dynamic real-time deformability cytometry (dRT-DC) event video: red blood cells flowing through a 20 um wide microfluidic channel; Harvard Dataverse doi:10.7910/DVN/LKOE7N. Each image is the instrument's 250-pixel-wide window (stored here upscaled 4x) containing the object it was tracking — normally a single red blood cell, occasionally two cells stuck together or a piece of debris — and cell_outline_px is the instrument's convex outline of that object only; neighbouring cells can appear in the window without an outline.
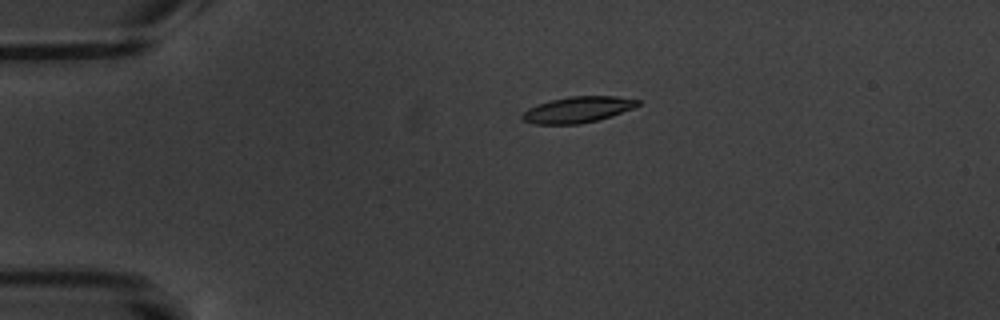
{"species": "common noctule bat (a hibernating species)", "species_latin": "Nyctalus noctula", "temperature_condition": "warm", "stored_images_in_passage": 13, "camera_frame_rate_fps": 3000, "um_per_image_px": 0.085, "animal": {"sex": "male", "body_mass_g": 20.1, "forearm_length_mm": 53.5}, "frame": {"image": 1, "passage_image": 1, "time_ms": 0.0, "image_size_px": [1000, 320], "cell_outline_px": [[640, 104], [632, 108], [596, 120], [580, 124], [532, 124], [524, 120], [520, 116], [528, 108], [552, 100], [568, 96], [616, 96], [640, 100]], "centroid_in_image_um": [49.08, 9.31], "position_along_channel_um": 35.9, "area_um2": 17.22}}
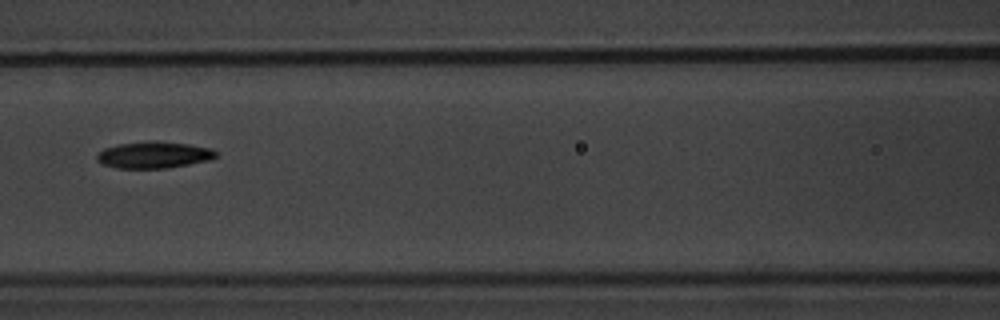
{"frame": {"image": 2, "passage_image": 5, "time_ms": 4.667, "image_size_px": [1000, 320], "cell_outline_px": [[220, 152], [212, 160], [168, 168], [116, 168], [104, 164], [96, 160], [96, 156], [104, 148], [120, 144], [152, 140], [156, 140], [188, 144], [212, 148]], "centroid_in_image_um": [13.14, 13.16], "position_along_channel_um": 153.5, "area_um2": 18.67}}
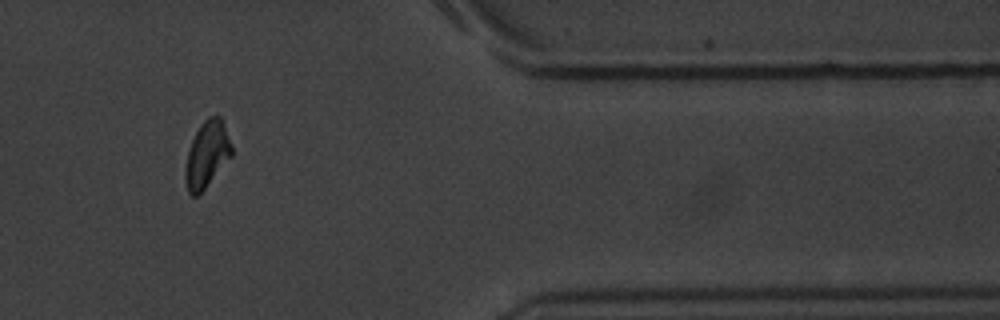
{"frame": {"image": 3, "passage_image": 11, "time_ms": 12.333, "image_size_px": [1000, 320], "cell_outline_px": [[232, 156], [204, 188], [196, 196], [192, 196], [188, 192], [184, 180], [184, 168], [188, 152], [192, 140], [200, 124], [208, 116], [220, 116], [224, 120], [232, 148]], "centroid_in_image_um": [17.58, 13.1], "position_along_channel_um": 393.8, "area_um2": 17.92}, "authors_computed_cell_mechanics": {"area_um2": 17.918, "velocity_mm_per_s": 3.4288, "shape_relaxation_time_tau1_ms": 2.0538, "shape_relaxation_time_tau2_ms": 6.5315, "deformation_change_tau1": 0.0962, "deformation_change_tau2": 0.1087}}